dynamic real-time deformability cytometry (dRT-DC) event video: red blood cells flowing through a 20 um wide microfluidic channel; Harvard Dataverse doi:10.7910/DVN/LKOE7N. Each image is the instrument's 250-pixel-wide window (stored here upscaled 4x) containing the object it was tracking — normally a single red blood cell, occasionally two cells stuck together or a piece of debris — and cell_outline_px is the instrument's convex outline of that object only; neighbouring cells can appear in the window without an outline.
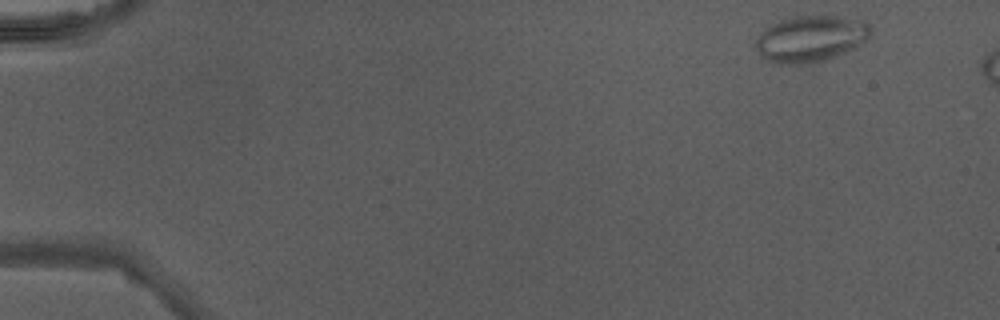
{"species": "Egyptian fruit bat (a non-hibernating species)", "species_latin": "Rousettus aegyptiacus", "temperature_condition": "warm", "stored_images_in_passage": 42, "camera_frame_rate_fps": 3000, "um_per_image_px": 0.085, "animal": {"sex": "male"}, "frame": {"image": 1, "passage_image": 1, "time_ms": 0.0, "image_size_px": [1000, 320], "cell_outline_px": [[872, 32], [864, 44], [848, 52], [836, 56], [820, 60], [800, 64], [772, 64], [756, 48], [756, 36], [760, 32], [772, 24], [780, 20], [792, 16], [836, 16], [860, 20], [868, 24], [872, 28]], "centroid_in_image_um": [68.93, 3.28], "position_along_channel_um": 16.1, "area_um2": 31.04}}
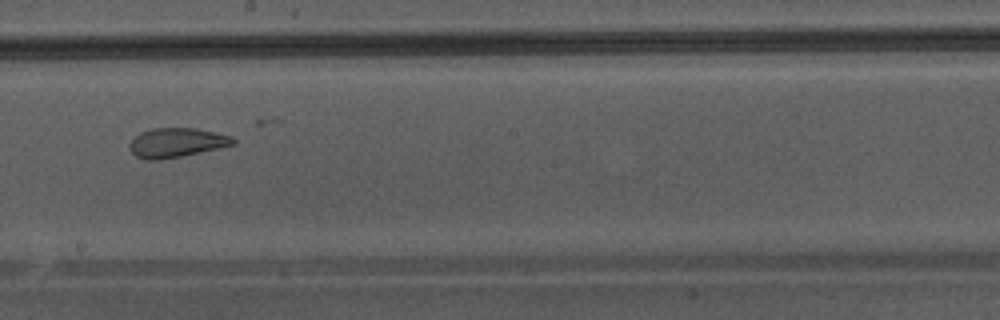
{"frame": {"image": 2, "passage_image": 25, "time_ms": 8.0, "image_size_px": [1000, 320], "cell_outline_px": [[236, 144], [220, 148], [160, 160], [144, 160], [136, 156], [128, 148], [128, 144], [140, 132], [152, 128], [196, 128], [232, 136], [236, 140]], "centroid_in_image_um": [15.0, 12.12], "position_along_channel_um": 233.2, "area_um2": 17.8}}
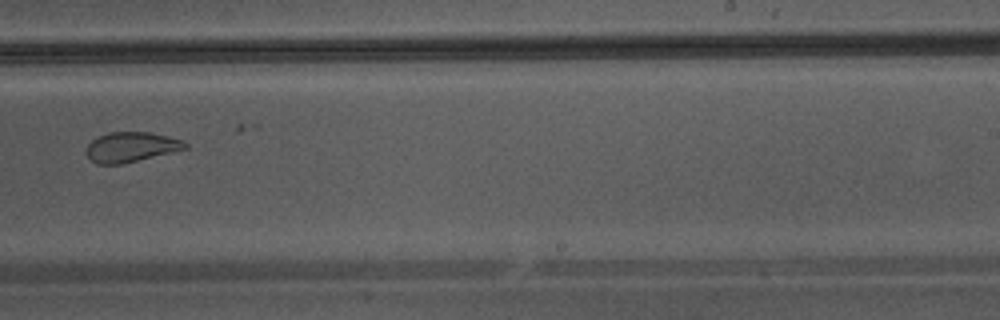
{"frame": {"image": 3, "passage_image": 28, "time_ms": 9.0, "image_size_px": [1000, 320], "cell_outline_px": [[188, 148], [120, 164], [96, 164], [84, 152], [88, 144], [92, 140], [100, 136], [112, 132], [152, 132], [184, 140], [188, 144]], "centroid_in_image_um": [11.15, 12.49], "position_along_channel_um": 277.9, "area_um2": 17.11}}